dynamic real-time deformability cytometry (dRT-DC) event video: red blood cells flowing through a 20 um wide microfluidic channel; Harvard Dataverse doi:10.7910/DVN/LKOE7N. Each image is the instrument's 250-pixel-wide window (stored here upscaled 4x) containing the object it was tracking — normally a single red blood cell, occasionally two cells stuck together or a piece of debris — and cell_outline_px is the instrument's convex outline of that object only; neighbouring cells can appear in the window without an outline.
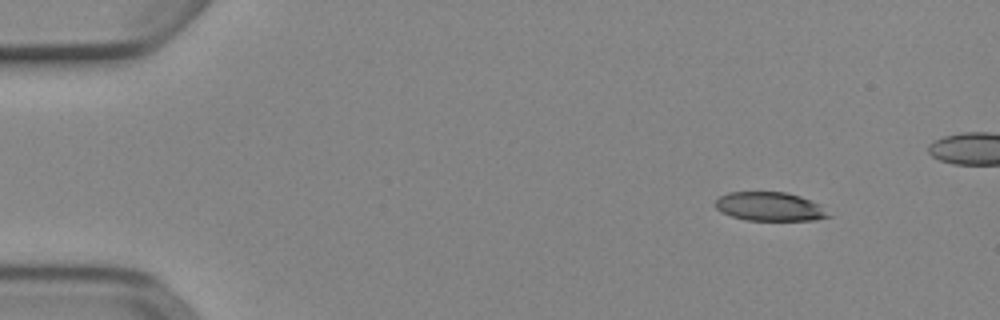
{"species": "Egyptian fruit bat (a non-hibernating species)", "species_latin": "Rousettus aegyptiacus", "temperature_condition": "cold", "stored_images_in_passage": 43, "camera_frame_rate_fps": 3000, "um_per_image_px": 0.085, "animal": {"sex": "female"}, "frame": {"image": 1, "passage_image": 1, "time_ms": 0.0, "image_size_px": [1000, 320], "cell_outline_px": [[832, 216], [816, 220], [744, 220], [720, 212], [716, 208], [716, 200], [720, 196], [728, 192], [784, 192], [800, 196], [820, 204]], "centroid_in_image_um": [65.44, 17.56], "position_along_channel_um": 19.6, "area_um2": 19.02}}
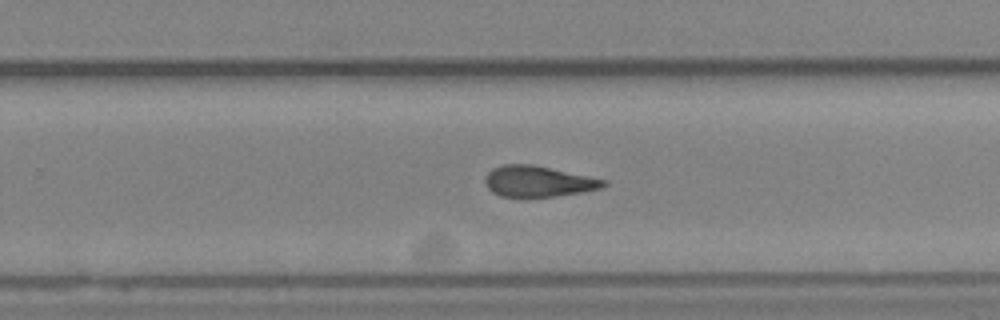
{"frame": {"image": 2, "passage_image": 29, "time_ms": 9.333, "image_size_px": [1000, 320], "cell_outline_px": [[608, 184], [600, 188], [580, 192], [556, 196], [500, 196], [492, 192], [488, 188], [484, 180], [488, 172], [492, 168], [504, 164], [532, 164], [608, 180]], "centroid_in_image_um": [45.74, 15.4], "position_along_channel_um": 284.1, "area_um2": 21.15}}
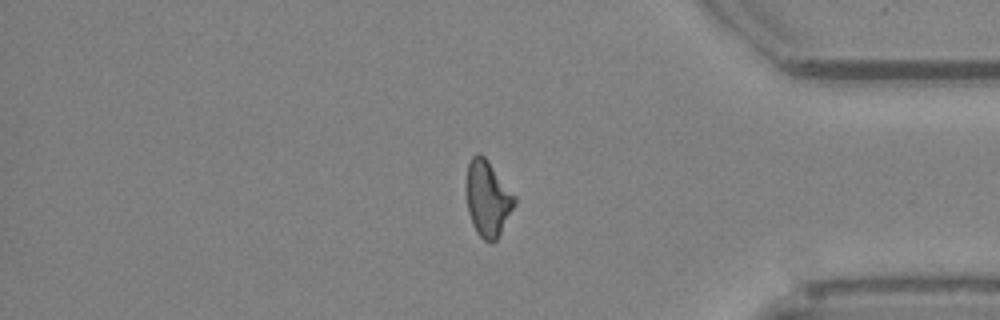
{"frame": {"image": 3, "passage_image": 39, "time_ms": 12.667, "image_size_px": [1000, 320], "cell_outline_px": [[516, 204], [496, 240], [492, 244], [484, 240], [476, 232], [472, 224], [468, 212], [468, 164], [472, 156], [476, 152], [480, 152], [488, 160], [516, 196]], "centroid_in_image_um": [41.48, 16.88], "position_along_channel_um": 393.7, "area_um2": 21.1}}